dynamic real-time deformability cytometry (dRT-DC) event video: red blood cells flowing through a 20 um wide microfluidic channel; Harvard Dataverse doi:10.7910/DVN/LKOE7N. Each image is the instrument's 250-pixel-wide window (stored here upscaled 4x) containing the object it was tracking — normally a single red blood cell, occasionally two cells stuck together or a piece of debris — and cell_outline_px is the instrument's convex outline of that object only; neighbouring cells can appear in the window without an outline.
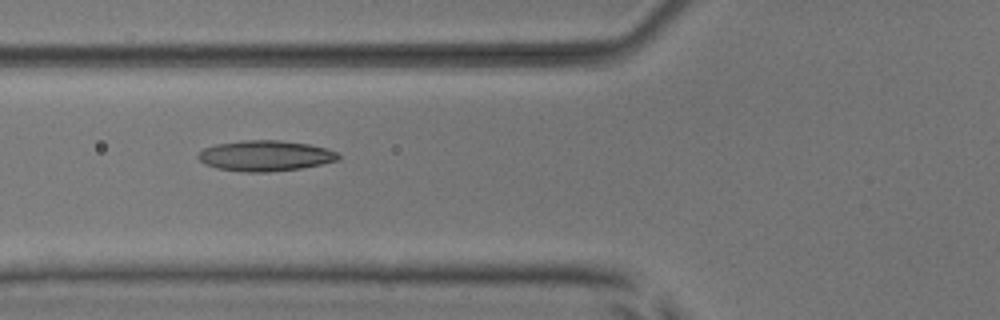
{"species": "common noctule bat (a hibernating species)", "species_latin": "Nyctalus noctula", "temperature_condition": "room temperature", "stored_images_in_passage": 7, "camera_frame_rate_fps": 3000, "um_per_image_px": 0.085, "animal": {"sex": "male", "body_mass_g": 17.9, "forearm_length_mm": 54.2}, "frame": {"image": 1, "passage_image": 6, "time_ms": 5.667, "image_size_px": [1000, 320], "cell_outline_px": [[340, 160], [300, 168], [268, 172], [244, 172], [216, 168], [204, 164], [196, 156], [204, 148], [216, 144], [244, 140], [280, 140], [308, 144], [328, 148], [336, 152], [340, 156]], "centroid_in_image_um": [22.54, 13.24], "position_along_channel_um": 103.3, "area_um2": 25.03}}
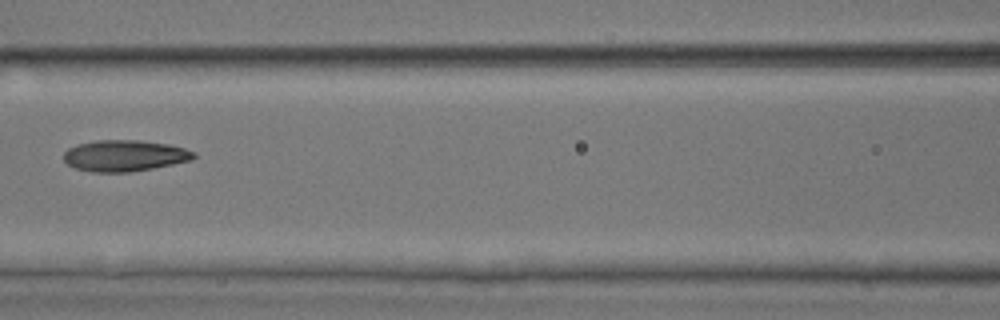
{"frame": {"image": 2, "passage_image": 7, "time_ms": 7.0, "image_size_px": [1000, 320], "cell_outline_px": [[196, 156], [192, 160], [152, 168], [128, 172], [92, 172], [76, 168], [68, 164], [64, 160], [64, 152], [68, 148], [76, 144], [96, 140], [140, 140], [168, 144], [184, 148], [196, 152]], "centroid_in_image_um": [10.59, 13.22], "position_along_channel_um": 156.0, "area_um2": 23.7}}